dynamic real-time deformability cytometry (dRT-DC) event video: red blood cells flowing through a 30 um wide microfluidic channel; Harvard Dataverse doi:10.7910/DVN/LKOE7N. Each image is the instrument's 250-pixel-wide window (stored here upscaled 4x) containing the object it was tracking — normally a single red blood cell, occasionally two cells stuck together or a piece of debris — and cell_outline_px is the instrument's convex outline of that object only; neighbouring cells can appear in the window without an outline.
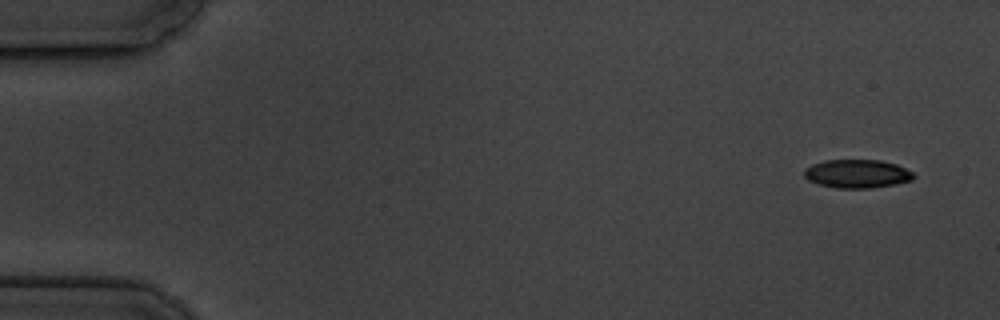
{"species": "common noctule bat (a hibernating species)", "species_latin": "Nyctalus noctula", "temperature_condition": "cold", "stored_images_in_passage": 14, "segment_of_instrument_passage": [1, 2], "camera_frame_rate_fps": 3000, "um_per_image_px": 0.085, "animal": {"sex": "male", "body_mass_g": 19.5, "forearm_length_mm": 54.6}, "frame": {"image": 1, "passage_image": 1, "time_ms": 0.0, "image_size_px": [1000, 320], "cell_outline_px": [[916, 176], [912, 180], [896, 184], [872, 188], [836, 188], [820, 184], [808, 180], [804, 176], [804, 168], [812, 164], [824, 160], [880, 160], [896, 164], [912, 172]], "centroid_in_image_um": [72.85, 14.77], "position_along_channel_um": 12.2, "area_um2": 18.21}}
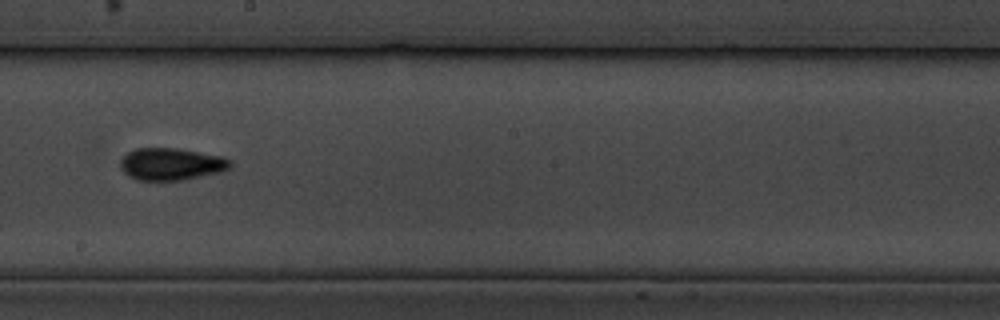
{"frame": {"image": 2, "passage_image": 9, "time_ms": 10.0, "image_size_px": [1000, 320], "cell_outline_px": [[232, 168], [220, 172], [184, 180], [136, 180], [128, 176], [120, 168], [120, 160], [128, 152], [136, 148], [176, 148], [220, 156], [232, 160]], "centroid_in_image_um": [14.55, 13.95], "position_along_channel_um": 233.6, "area_um2": 20.69}}
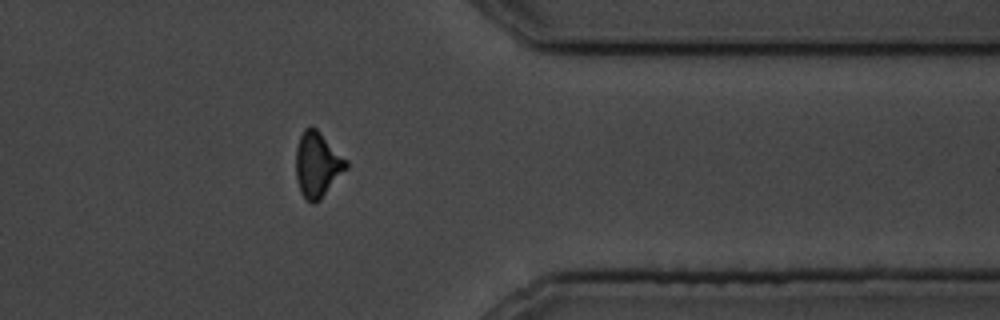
{"frame": {"image": 3, "passage_image": 13, "time_ms": 14.667, "image_size_px": [1000, 320], "cell_outline_px": [[348, 168], [320, 200], [316, 204], [312, 204], [300, 192], [296, 180], [296, 148], [300, 136], [304, 128], [316, 128], [348, 160]], "centroid_in_image_um": [26.99, 14.01], "position_along_channel_um": 384.4, "area_um2": 19.19}}